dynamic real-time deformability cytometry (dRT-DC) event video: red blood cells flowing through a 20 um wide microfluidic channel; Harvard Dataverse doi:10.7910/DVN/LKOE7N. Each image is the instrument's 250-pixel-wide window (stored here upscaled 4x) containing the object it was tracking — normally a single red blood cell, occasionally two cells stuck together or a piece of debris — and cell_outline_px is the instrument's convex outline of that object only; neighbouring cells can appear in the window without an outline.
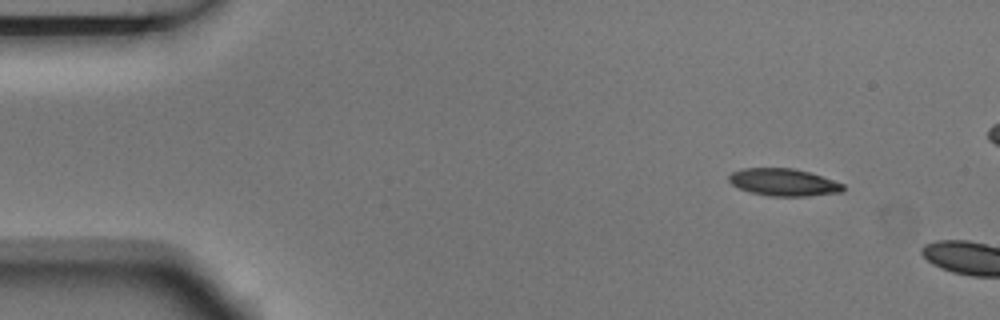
{"species": "Egyptian fruit bat (a non-hibernating species)", "species_latin": "Rousettus aegyptiacus", "temperature_condition": "room temperature", "stored_images_in_passage": 2, "camera_frame_rate_fps": 3000, "um_per_image_px": 0.085, "animal": {"sex": "male"}, "frame": {"image": 1, "passage_image": 1, "time_ms": 0.0, "image_size_px": [1000, 320], "cell_outline_px": [[844, 188], [840, 192], [808, 196], [768, 196], [752, 192], [740, 188], [732, 184], [728, 180], [728, 176], [732, 172], [740, 168], [792, 168], [808, 172], [844, 184]], "centroid_in_image_um": [66.56, 15.49], "position_along_channel_um": 18.4, "area_um2": 17.98}}